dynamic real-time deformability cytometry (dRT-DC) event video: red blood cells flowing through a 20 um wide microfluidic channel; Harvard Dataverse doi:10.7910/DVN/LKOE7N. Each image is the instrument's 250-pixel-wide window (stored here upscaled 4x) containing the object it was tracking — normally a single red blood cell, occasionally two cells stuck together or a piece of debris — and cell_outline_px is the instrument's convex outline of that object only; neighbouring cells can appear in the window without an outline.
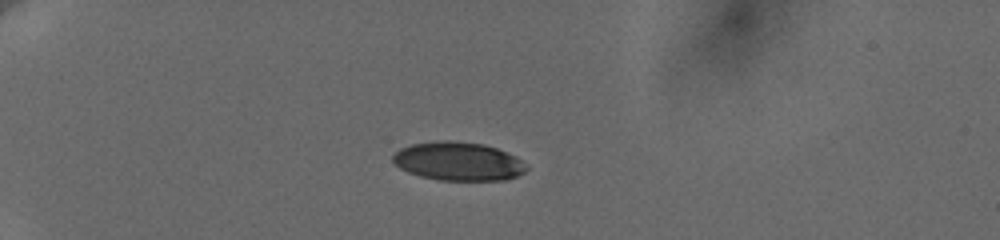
{"species": "human", "species_latin": "Homo sapiens", "temperature_condition": "cold", "stored_images_in_passage": 71, "camera_frame_rate_fps": 3000, "um_per_image_px": 0.085, "donor": {"sex": "female"}, "frame": {"image": 1, "passage_image": 1, "time_ms": 0.0, "image_size_px": [1000, 240], "cell_outline_px": [[528, 168], [524, 172], [516, 176], [504, 180], [440, 180], [420, 176], [408, 172], [400, 168], [392, 160], [392, 156], [400, 148], [412, 144], [440, 140], [452, 140], [484, 144], [496, 148], [516, 156], [528, 164]], "centroid_in_image_um": [38.97, 13.7], "position_along_channel_um": 46.0, "area_um2": 30.11}}
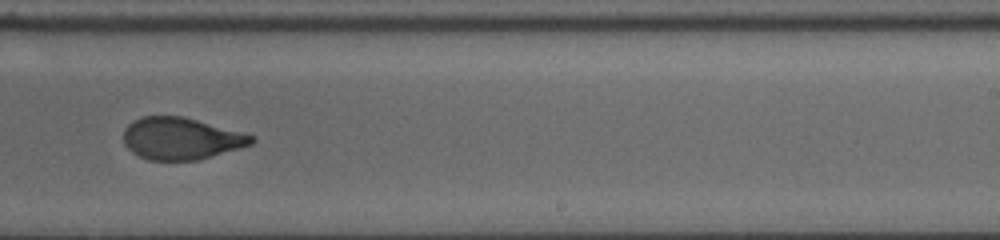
{"frame": {"image": 2, "passage_image": 39, "time_ms": 7.667, "image_size_px": [1000, 240], "cell_outline_px": [[256, 140], [252, 144], [196, 160], [148, 160], [132, 152], [124, 144], [124, 128], [132, 120], [144, 116], [184, 116], [248, 132], [256, 136]], "centroid_in_image_um": [15.43, 11.75], "position_along_channel_um": 273.6, "area_um2": 31.67}}
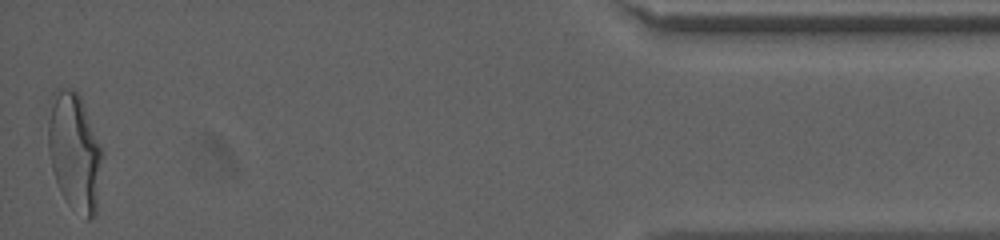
{"frame": {"image": 3, "passage_image": 71, "time_ms": 13.667, "image_size_px": [1000, 240], "cell_outline_px": [[100, 160], [96, 216], [88, 220], [72, 208], [68, 204], [60, 192], [52, 168], [48, 148], [48, 120], [52, 92], [56, 88], [72, 88], [80, 96], [84, 104], [100, 148]], "centroid_in_image_um": [6.28, 12.88], "position_along_channel_um": 428.9, "area_um2": 36.53}, "authors_computed_cell_mechanics": {"area_um2": 32.8882, "velocity_mm_per_s": 3.6539, "shape_relaxation_time_tau1_ms": 4.7771, "shape_relaxation_time_tau2_ms": 1.1564, "deformation_change_tau1": 0.1798, "deformation_change_tau2": 0.0723}}